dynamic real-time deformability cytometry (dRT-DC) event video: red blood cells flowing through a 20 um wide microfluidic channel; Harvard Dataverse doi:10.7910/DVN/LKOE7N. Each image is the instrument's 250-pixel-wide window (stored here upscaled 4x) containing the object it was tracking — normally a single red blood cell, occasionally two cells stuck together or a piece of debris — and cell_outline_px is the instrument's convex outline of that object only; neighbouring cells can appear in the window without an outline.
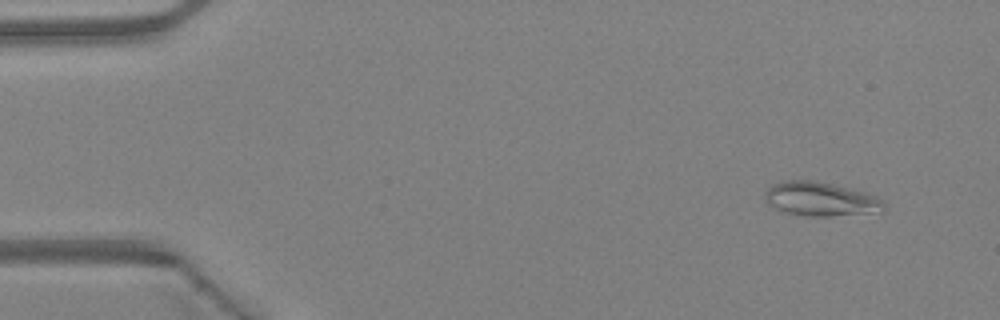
{"species": "Egyptian fruit bat (a non-hibernating species)", "species_latin": "Rousettus aegyptiacus", "temperature_condition": "warm", "stored_images_in_passage": 43, "camera_frame_rate_fps": 3000, "um_per_image_px": 0.085, "animal": {"sex": "female"}, "frame": {"image": 1, "passage_image": 1, "time_ms": 0.0, "image_size_px": [1000, 320], "cell_outline_px": [[884, 212], [828, 216], [808, 216], [788, 212], [776, 208], [768, 204], [764, 200], [764, 192], [772, 184], [784, 180], [816, 180], [864, 192], [876, 196], [884, 200]], "centroid_in_image_um": [69.76, 16.91], "position_along_channel_um": 15.2, "area_um2": 23.64}}
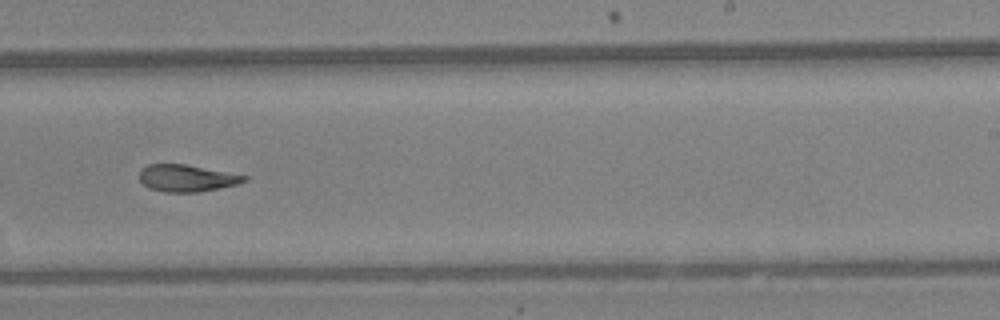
{"frame": {"image": 2, "passage_image": 26, "time_ms": 8.333, "image_size_px": [1000, 320], "cell_outline_px": [[248, 180], [236, 184], [220, 188], [200, 192], [164, 192], [148, 188], [140, 180], [140, 168], [148, 164], [184, 164], [248, 176]], "centroid_in_image_um": [15.85, 15.14], "position_along_channel_um": 273.2, "area_um2": 16.42}}
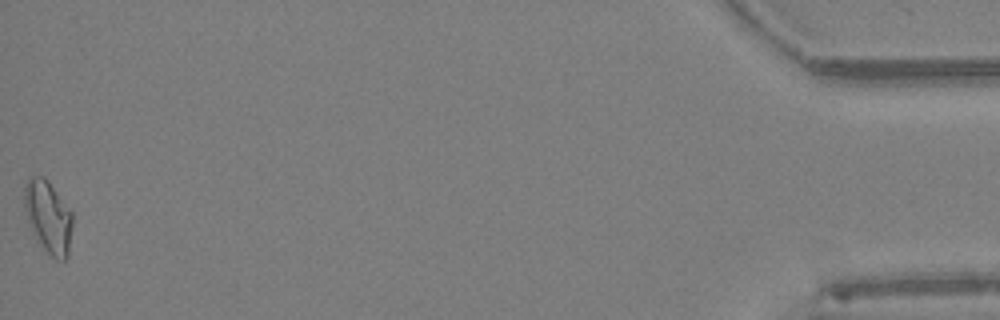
{"frame": {"image": 3, "passage_image": 43, "time_ms": 14.0, "image_size_px": [1000, 320], "cell_outline_px": [[72, 228], [68, 256], [64, 260], [56, 260], [36, 240], [32, 232], [24, 208], [24, 188], [28, 176], [44, 176], [48, 180], [72, 212]], "centroid_in_image_um": [4.09, 18.42], "position_along_channel_um": 431.1, "area_um2": 20.4}, "authors_computed_cell_mechanics": {"area_um2": 17.7446, "velocity_mm_per_s": 4.4934, "shape_relaxation_time_tau1_ms": null, "shape_relaxation_time_tau2_ms": 3.2949, "deformation_change_tau1": null, "deformation_change_tau2": 0.1151}}